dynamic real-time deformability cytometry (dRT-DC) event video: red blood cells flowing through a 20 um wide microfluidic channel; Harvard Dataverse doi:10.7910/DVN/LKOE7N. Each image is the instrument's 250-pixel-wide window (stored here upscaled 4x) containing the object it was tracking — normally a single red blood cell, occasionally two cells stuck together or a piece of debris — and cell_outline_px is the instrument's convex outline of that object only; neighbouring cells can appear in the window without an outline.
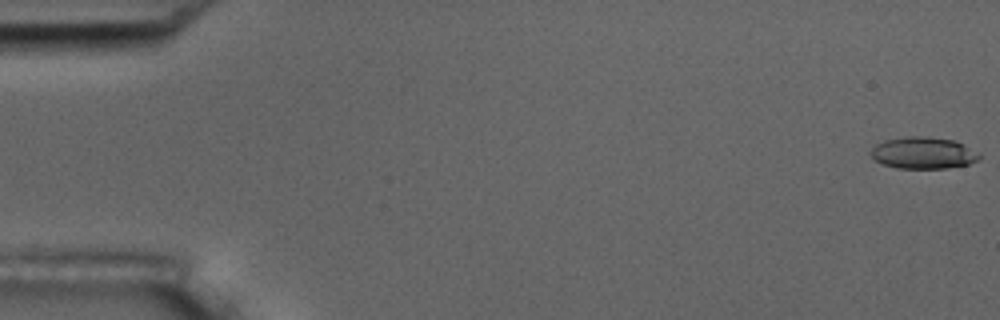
{"species": "common noctule bat (a hibernating species)", "species_latin": "Nyctalus noctula", "temperature_condition": "room temperature", "stored_images_in_passage": 6, "camera_frame_rate_fps": 3000, "um_per_image_px": 0.085, "animal": {"sex": "male", "body_mass_g": 17.5, "forearm_length_mm": 52.3}, "frame": {"image": 1, "passage_image": 1, "time_ms": 0.0, "image_size_px": [1000, 320], "cell_outline_px": [[980, 156], [976, 160], [968, 164], [948, 168], [896, 168], [884, 164], [876, 160], [868, 152], [876, 144], [884, 140], [908, 136], [928, 136], [956, 140], [980, 152]], "centroid_in_image_um": [78.49, 12.98], "position_along_channel_um": 6.5, "area_um2": 20.23}}
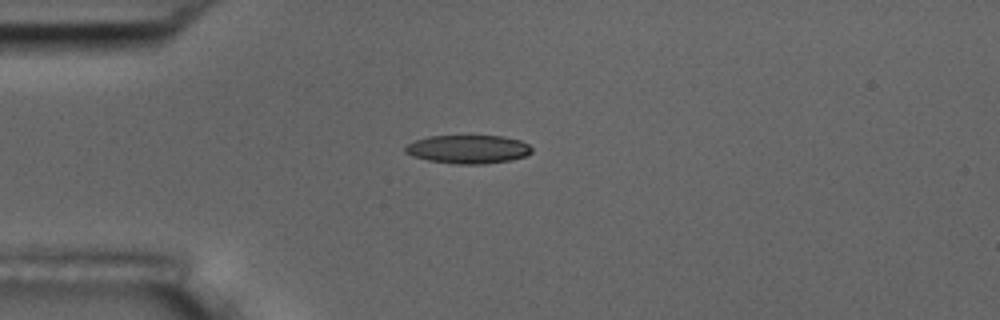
{"frame": {"image": 2, "passage_image": 4, "time_ms": 4.667, "image_size_px": [1000, 320], "cell_outline_px": [[532, 152], [528, 156], [512, 160], [484, 164], [456, 164], [428, 160], [412, 156], [404, 152], [404, 148], [408, 144], [416, 140], [428, 136], [504, 136], [520, 140], [528, 144], [532, 148]], "centroid_in_image_um": [39.82, 12.69], "position_along_channel_um": 45.2, "area_um2": 21.15}}
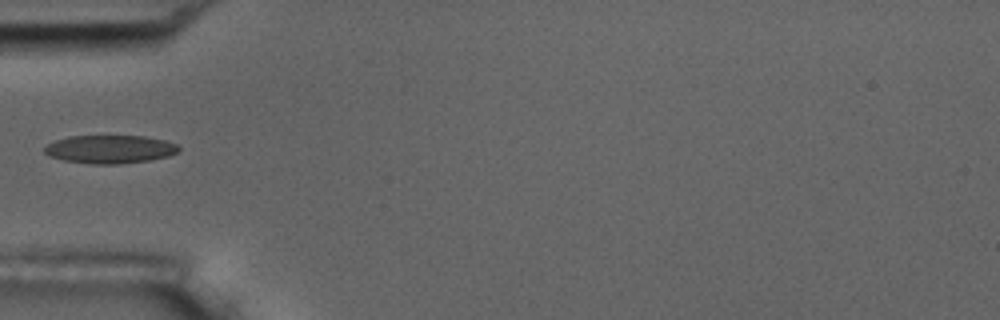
{"frame": {"image": 3, "passage_image": 5, "time_ms": 6.0, "image_size_px": [1000, 320], "cell_outline_px": [[180, 148], [176, 152], [168, 156], [148, 160], [120, 164], [92, 164], [64, 160], [48, 156], [44, 152], [44, 148], [48, 144], [56, 140], [68, 136], [144, 136], [164, 140], [176, 144]], "centroid_in_image_um": [9.32, 12.68], "position_along_channel_um": 75.7, "area_um2": 21.96}}